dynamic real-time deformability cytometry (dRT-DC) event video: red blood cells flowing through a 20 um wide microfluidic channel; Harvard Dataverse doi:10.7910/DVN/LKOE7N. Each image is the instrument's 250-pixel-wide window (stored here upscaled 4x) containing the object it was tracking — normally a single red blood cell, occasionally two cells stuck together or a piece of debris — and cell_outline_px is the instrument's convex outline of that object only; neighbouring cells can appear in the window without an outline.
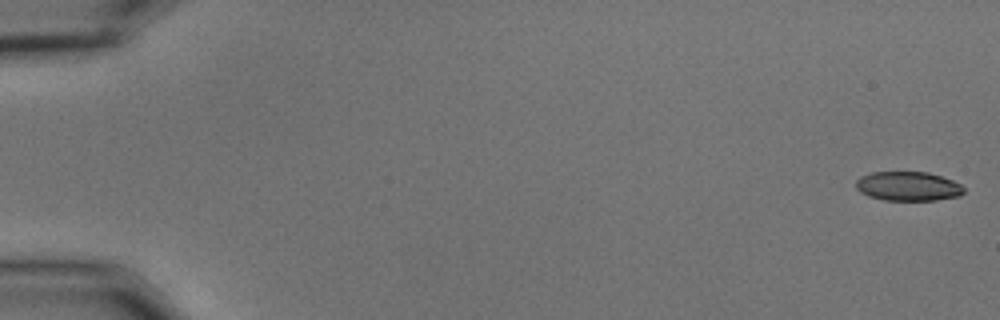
{"species": "common noctule bat (a hibernating species)", "species_latin": "Nyctalus noctula", "temperature_condition": "cold", "stored_images_in_passage": 56, "camera_frame_rate_fps": 3000, "um_per_image_px": 0.085, "animal": {"sex": "male", "body_mass_g": 15.6}, "frame": {"image": 1, "passage_image": 1, "time_ms": 0.0, "image_size_px": [1000, 320], "cell_outline_px": [[964, 192], [960, 196], [936, 200], [884, 200], [868, 196], [860, 192], [856, 188], [856, 180], [860, 176], [872, 172], [928, 172], [952, 180], [960, 184], [964, 188]], "centroid_in_image_um": [77.17, 15.83], "position_along_channel_um": 7.8, "area_um2": 18.44}}
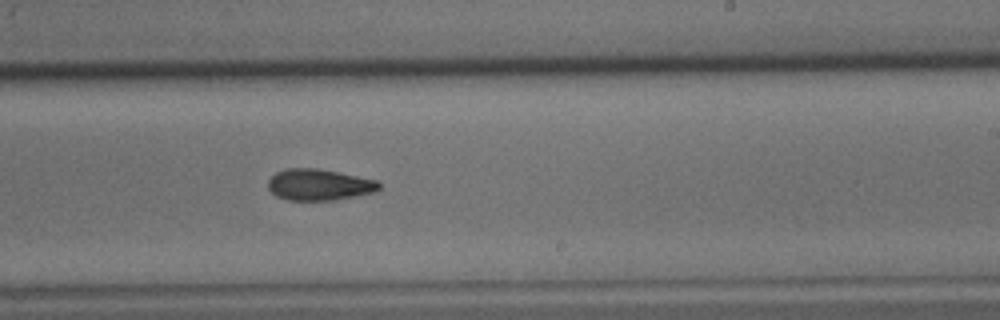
{"frame": {"image": 2, "passage_image": 35, "time_ms": 11.333, "image_size_px": [1000, 320], "cell_outline_px": [[380, 188], [376, 192], [336, 200], [288, 200], [276, 196], [268, 188], [268, 180], [276, 172], [284, 168], [320, 168], [376, 180], [380, 184]], "centroid_in_image_um": [27.12, 15.7], "position_along_channel_um": 261.9, "area_um2": 20.4}}
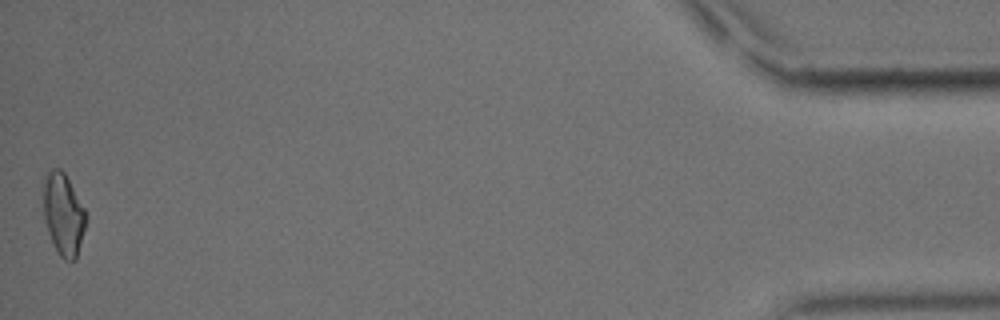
{"frame": {"image": 3, "passage_image": 56, "time_ms": 18.333, "image_size_px": [1000, 320], "cell_outline_px": [[88, 216], [76, 260], [64, 260], [60, 256], [48, 232], [44, 216], [44, 184], [48, 172], [52, 168], [60, 168], [64, 172], [84, 208]], "centroid_in_image_um": [5.41, 18.23], "position_along_channel_um": 429.8, "area_um2": 20.0}, "authors_computed_cell_mechanics": {"area_um2": 20.2011, "velocity_mm_per_s": 3.6235, "shape_relaxation_time_tau1_ms": 6.8811, "shape_relaxation_time_tau2_ms": 6.5941, "deformation_change_tau1": 0.1532, "deformation_change_tau2": 0.1415}}